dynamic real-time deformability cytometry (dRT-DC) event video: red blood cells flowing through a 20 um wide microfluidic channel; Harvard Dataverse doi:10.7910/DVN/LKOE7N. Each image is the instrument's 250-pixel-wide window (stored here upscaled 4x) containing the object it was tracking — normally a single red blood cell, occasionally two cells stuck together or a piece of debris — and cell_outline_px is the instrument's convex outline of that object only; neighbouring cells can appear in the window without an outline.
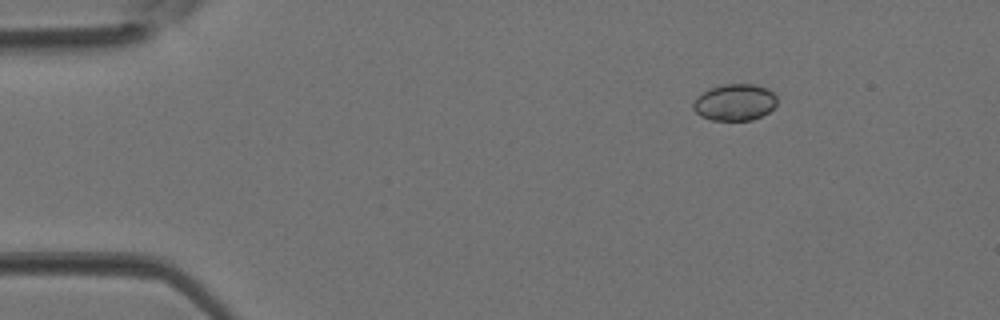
{"species": "Egyptian fruit bat (a non-hibernating species)", "species_latin": "Rousettus aegyptiacus", "temperature_condition": "room temperature", "stored_images_in_passage": 3, "camera_frame_rate_fps": 3000, "um_per_image_px": 0.085, "animal": {"sex": "female"}, "frame": {"image": 1, "passage_image": 1, "time_ms": 0.0, "image_size_px": [1000, 320], "cell_outline_px": [[776, 104], [768, 112], [752, 120], [712, 120], [700, 116], [692, 108], [692, 104], [696, 96], [708, 88], [724, 84], [752, 84], [768, 88], [776, 96]], "centroid_in_image_um": [62.41, 8.69], "position_along_channel_um": 22.6, "area_um2": 17.98}}
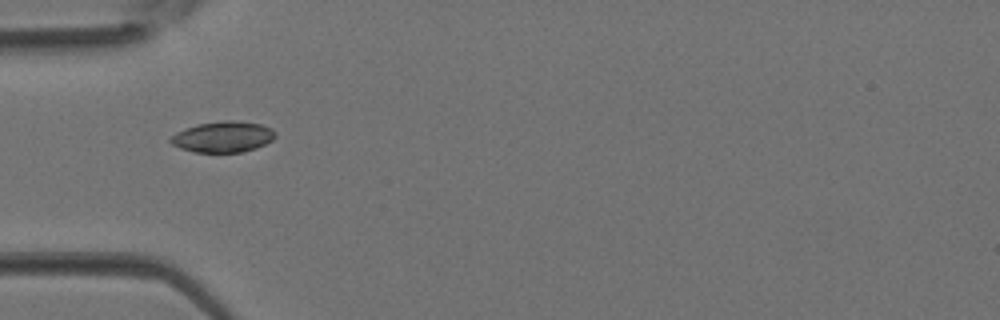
{"frame": {"image": 2, "passage_image": 3, "time_ms": 0.667, "image_size_px": [1000, 320], "cell_outline_px": [[276, 136], [272, 140], [256, 148], [240, 152], [192, 152], [180, 148], [172, 144], [168, 140], [176, 132], [184, 128], [200, 124], [224, 120], [232, 120], [260, 124], [272, 128], [276, 132]], "centroid_in_image_um": [18.95, 11.63], "position_along_channel_um": 66.1, "area_um2": 18.84}}